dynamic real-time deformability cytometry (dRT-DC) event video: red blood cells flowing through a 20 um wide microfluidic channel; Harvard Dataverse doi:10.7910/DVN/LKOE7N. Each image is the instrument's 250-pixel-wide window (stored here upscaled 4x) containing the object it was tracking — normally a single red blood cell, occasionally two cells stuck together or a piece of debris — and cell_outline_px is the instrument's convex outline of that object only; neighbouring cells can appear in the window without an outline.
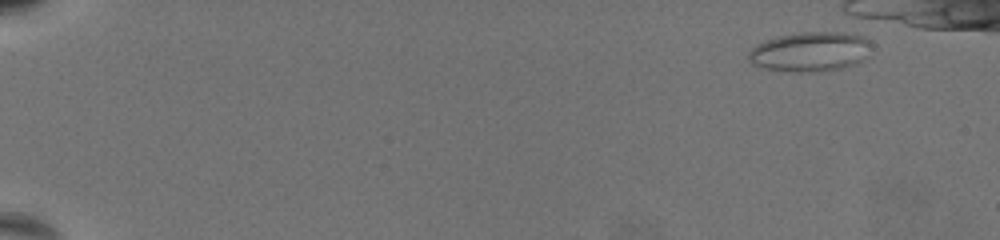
{"species": "common noctule bat (a hibernating species)", "species_latin": "Nyctalus noctula", "temperature_condition": "warm", "stored_images_in_passage": 1, "camera_frame_rate_fps": 3000, "um_per_image_px": 0.085, "animal": {"sex": "female", "body_mass_g": 19.5, "forearm_length_mm": 54.1}, "frame": {"image": 1, "passage_image": 1, "time_ms": 0.0, "image_size_px": [1000, 240], "cell_outline_px": [[868, 44], [860, 60], [856, 64], [840, 68], [816, 72], [796, 72], [764, 68], [752, 64], [748, 60], [748, 52], [756, 44], [764, 40], [776, 36], [800, 32], [856, 32], [864, 36], [868, 40]], "centroid_in_image_um": [68.78, 4.37], "position_along_channel_um": 16.2, "area_um2": 28.26}}